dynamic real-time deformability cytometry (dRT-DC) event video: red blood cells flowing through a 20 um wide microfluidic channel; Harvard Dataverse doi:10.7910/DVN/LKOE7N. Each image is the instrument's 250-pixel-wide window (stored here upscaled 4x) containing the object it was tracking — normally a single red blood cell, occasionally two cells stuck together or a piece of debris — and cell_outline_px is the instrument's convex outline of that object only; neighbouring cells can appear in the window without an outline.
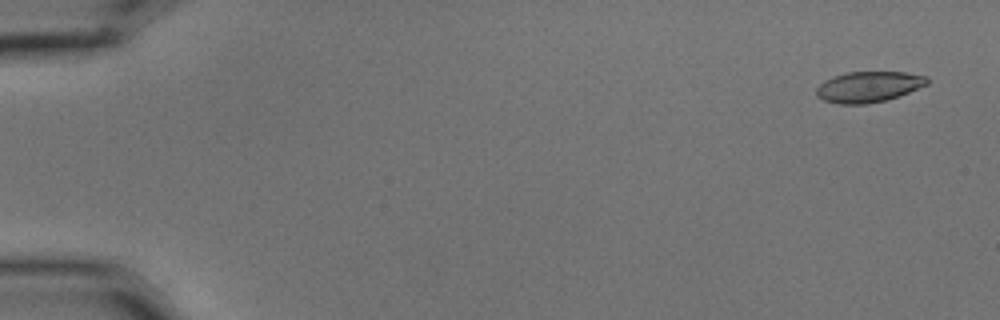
{"species": "common noctule bat (a hibernating species)", "species_latin": "Nyctalus noctula", "temperature_condition": "cold", "stored_images_in_passage": 3, "camera_frame_rate_fps": 3000, "um_per_image_px": 0.085, "animal": {"sex": "male", "body_mass_g": 15.6}, "frame": {"image": 1, "passage_image": 1, "time_ms": 0.0, "image_size_px": [1000, 320], "cell_outline_px": [[928, 84], [900, 96], [888, 100], [868, 104], [840, 104], [824, 100], [816, 96], [816, 88], [824, 80], [848, 72], [904, 72], [928, 76]], "centroid_in_image_um": [73.85, 7.39], "position_along_channel_um": 11.2, "area_um2": 19.94}}